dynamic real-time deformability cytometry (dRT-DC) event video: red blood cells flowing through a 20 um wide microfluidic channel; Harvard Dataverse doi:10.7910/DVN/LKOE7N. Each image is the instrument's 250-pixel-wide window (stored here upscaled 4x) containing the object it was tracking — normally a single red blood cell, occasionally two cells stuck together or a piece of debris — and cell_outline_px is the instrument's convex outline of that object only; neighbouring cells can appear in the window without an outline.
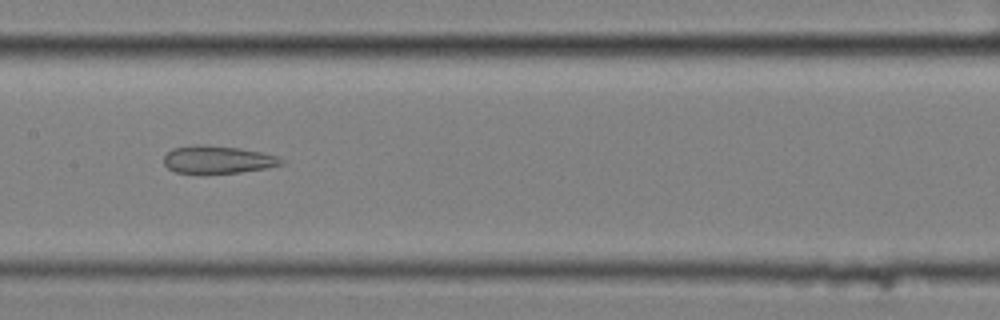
{"species": "common noctule bat (a hibernating species)", "species_latin": "Nyctalus noctula", "temperature_condition": "cold", "stored_images_in_passage": 13, "camera_frame_rate_fps": 3000, "um_per_image_px": 0.085, "animal": {"sex": "female", "body_mass_g": 25.1}, "frame": {"image": 1, "passage_image": 8, "time_ms": 2.333, "image_size_px": [1000, 320], "cell_outline_px": [[284, 164], [268, 168], [240, 172], [204, 176], [200, 176], [176, 172], [168, 168], [164, 164], [164, 156], [172, 148], [196, 144], [204, 144], [240, 148], [280, 156], [284, 160]], "centroid_in_image_um": [18.49, 13.6], "position_along_channel_um": 188.9, "area_um2": 19.83}}
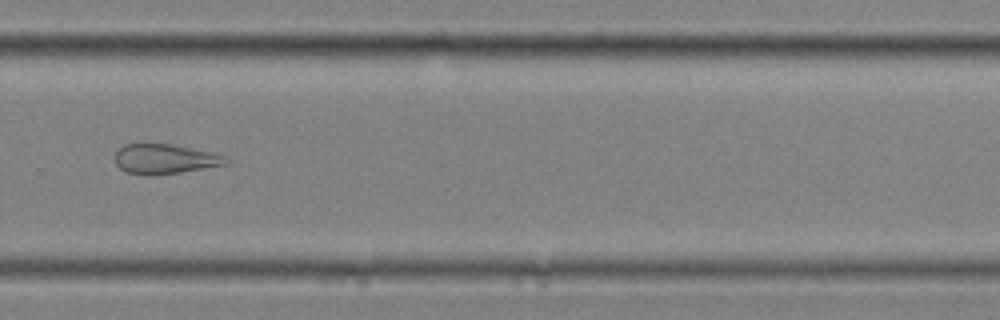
{"frame": {"image": 2, "passage_image": 11, "time_ms": 3.333, "image_size_px": [1000, 320], "cell_outline_px": [[228, 164], [180, 172], [152, 176], [148, 176], [124, 172], [116, 164], [116, 152], [124, 144], [168, 144], [212, 152], [224, 156], [228, 160]], "centroid_in_image_um": [13.98, 13.53], "position_along_channel_um": 315.8, "area_um2": 19.13}}
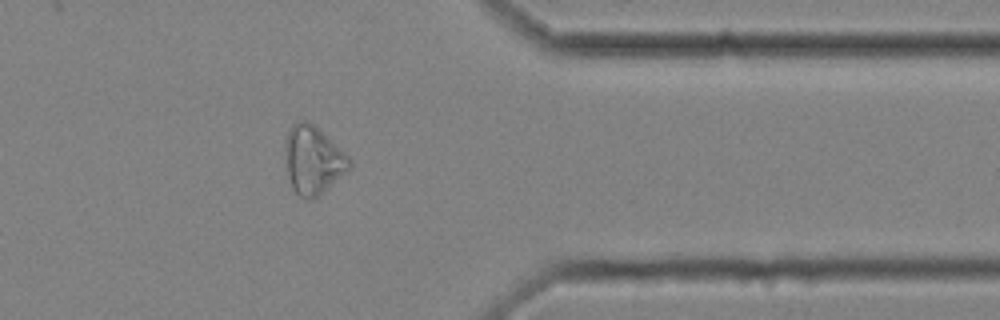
{"frame": {"image": 3, "passage_image": 13, "time_ms": 4.0, "image_size_px": [1000, 320], "cell_outline_px": [[352, 164], [348, 172], [320, 196], [312, 200], [308, 200], [300, 196], [292, 188], [288, 176], [284, 148], [284, 140], [288, 128], [292, 124], [300, 120], [308, 120], [344, 152], [348, 156]], "centroid_in_image_um": [26.59, 13.62], "position_along_channel_um": 384.8, "area_um2": 25.84}}